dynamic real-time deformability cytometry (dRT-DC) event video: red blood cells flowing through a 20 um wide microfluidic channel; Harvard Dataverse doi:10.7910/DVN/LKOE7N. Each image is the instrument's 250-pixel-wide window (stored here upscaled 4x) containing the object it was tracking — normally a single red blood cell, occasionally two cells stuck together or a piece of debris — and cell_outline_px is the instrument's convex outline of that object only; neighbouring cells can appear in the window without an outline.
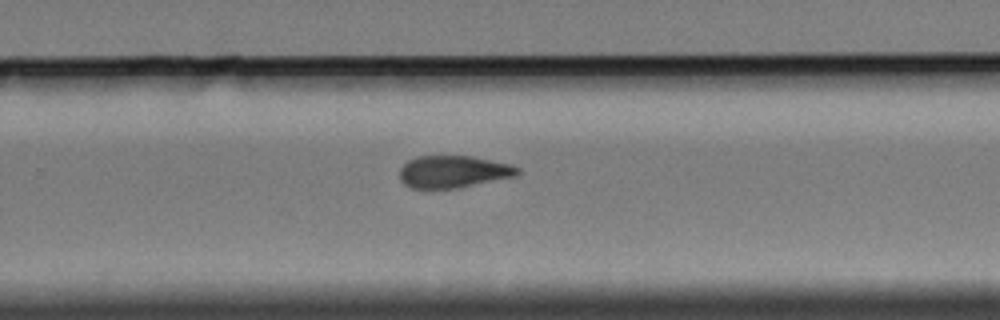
{"species": "Egyptian fruit bat (a non-hibernating species)", "species_latin": "Rousettus aegyptiacus", "temperature_condition": "cold", "stored_images_in_passage": 11, "camera_frame_rate_fps": 3000, "um_per_image_px": 0.085, "animal": {"sex": "female"}, "frame": {"image": 1, "passage_image": 10, "time_ms": 11.667, "image_size_px": [1000, 320], "cell_outline_px": [[520, 172], [516, 176], [456, 188], [412, 188], [404, 184], [400, 180], [400, 168], [408, 160], [416, 156], [472, 156], [512, 164], [520, 168]], "centroid_in_image_um": [38.54, 14.58], "position_along_channel_um": 291.3, "area_um2": 22.14}}